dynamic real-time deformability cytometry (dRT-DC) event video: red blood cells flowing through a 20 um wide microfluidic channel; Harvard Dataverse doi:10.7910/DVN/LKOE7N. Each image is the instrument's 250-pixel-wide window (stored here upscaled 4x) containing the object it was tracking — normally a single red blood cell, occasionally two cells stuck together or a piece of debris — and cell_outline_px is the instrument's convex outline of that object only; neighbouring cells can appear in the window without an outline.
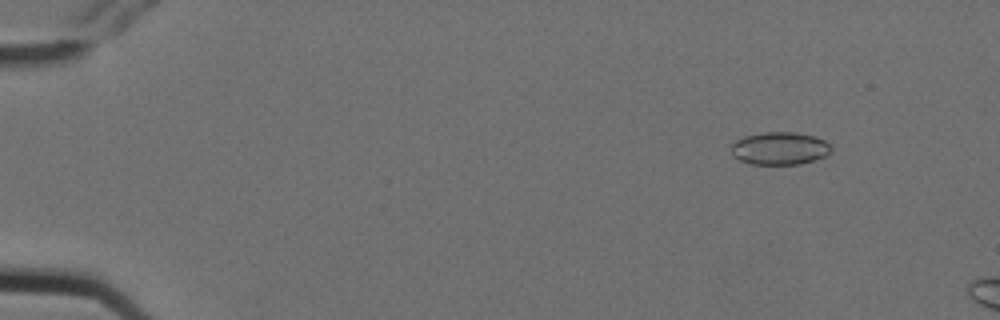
{"species": "Egyptian fruit bat (a non-hibernating species)", "species_latin": "Rousettus aegyptiacus", "temperature_condition": "cold", "stored_images_in_passage": 4, "camera_frame_rate_fps": 3000, "um_per_image_px": 0.085, "animal": {"sex": "female"}, "frame": {"image": 1, "passage_image": 2, "time_ms": 0.333, "image_size_px": [1000, 320], "cell_outline_px": [[832, 152], [824, 156], [800, 164], [752, 164], [740, 160], [732, 156], [732, 144], [736, 140], [744, 136], [764, 132], [796, 132], [816, 136], [832, 144]], "centroid_in_image_um": [66.3, 12.6], "position_along_channel_um": 18.7, "area_um2": 19.19}}